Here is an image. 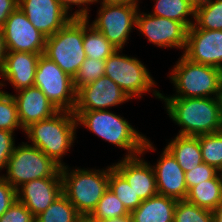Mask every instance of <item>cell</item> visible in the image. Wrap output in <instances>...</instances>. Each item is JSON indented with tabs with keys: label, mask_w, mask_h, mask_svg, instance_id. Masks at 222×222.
<instances>
[{
	"label": "cell",
	"mask_w": 222,
	"mask_h": 222,
	"mask_svg": "<svg viewBox=\"0 0 222 222\" xmlns=\"http://www.w3.org/2000/svg\"><path fill=\"white\" fill-rule=\"evenodd\" d=\"M77 125H84L89 131L105 141L128 151L125 157L142 155L146 150H156L143 134L129 122L110 110L73 111Z\"/></svg>",
	"instance_id": "obj_1"
},
{
	"label": "cell",
	"mask_w": 222,
	"mask_h": 222,
	"mask_svg": "<svg viewBox=\"0 0 222 222\" xmlns=\"http://www.w3.org/2000/svg\"><path fill=\"white\" fill-rule=\"evenodd\" d=\"M153 95L164 100L170 119L181 126L179 135L198 136L222 130L216 97L207 98H160V92Z\"/></svg>",
	"instance_id": "obj_2"
},
{
	"label": "cell",
	"mask_w": 222,
	"mask_h": 222,
	"mask_svg": "<svg viewBox=\"0 0 222 222\" xmlns=\"http://www.w3.org/2000/svg\"><path fill=\"white\" fill-rule=\"evenodd\" d=\"M73 112L58 111L48 119L31 124L25 129L32 146L44 152L60 167H64L63 156L72 147L77 129Z\"/></svg>",
	"instance_id": "obj_3"
},
{
	"label": "cell",
	"mask_w": 222,
	"mask_h": 222,
	"mask_svg": "<svg viewBox=\"0 0 222 222\" xmlns=\"http://www.w3.org/2000/svg\"><path fill=\"white\" fill-rule=\"evenodd\" d=\"M60 171L62 193L82 217H88L109 188V167L106 170H71L65 165Z\"/></svg>",
	"instance_id": "obj_4"
},
{
	"label": "cell",
	"mask_w": 222,
	"mask_h": 222,
	"mask_svg": "<svg viewBox=\"0 0 222 222\" xmlns=\"http://www.w3.org/2000/svg\"><path fill=\"white\" fill-rule=\"evenodd\" d=\"M169 77L176 88V95L167 97L161 93L160 98L216 97L222 88L221 69L191 62L183 55Z\"/></svg>",
	"instance_id": "obj_5"
},
{
	"label": "cell",
	"mask_w": 222,
	"mask_h": 222,
	"mask_svg": "<svg viewBox=\"0 0 222 222\" xmlns=\"http://www.w3.org/2000/svg\"><path fill=\"white\" fill-rule=\"evenodd\" d=\"M83 38L84 18H72L55 34L46 37L44 55L74 78L86 59Z\"/></svg>",
	"instance_id": "obj_6"
},
{
	"label": "cell",
	"mask_w": 222,
	"mask_h": 222,
	"mask_svg": "<svg viewBox=\"0 0 222 222\" xmlns=\"http://www.w3.org/2000/svg\"><path fill=\"white\" fill-rule=\"evenodd\" d=\"M22 143L14 147L3 175L15 190L32 180L53 177L61 168L37 147Z\"/></svg>",
	"instance_id": "obj_7"
},
{
	"label": "cell",
	"mask_w": 222,
	"mask_h": 222,
	"mask_svg": "<svg viewBox=\"0 0 222 222\" xmlns=\"http://www.w3.org/2000/svg\"><path fill=\"white\" fill-rule=\"evenodd\" d=\"M34 86L38 87L58 111L73 112L76 90L73 78L41 54L37 62Z\"/></svg>",
	"instance_id": "obj_8"
},
{
	"label": "cell",
	"mask_w": 222,
	"mask_h": 222,
	"mask_svg": "<svg viewBox=\"0 0 222 222\" xmlns=\"http://www.w3.org/2000/svg\"><path fill=\"white\" fill-rule=\"evenodd\" d=\"M117 49L105 60V76L116 83L132 99L142 97L156 85L148 69L137 58L119 54Z\"/></svg>",
	"instance_id": "obj_9"
},
{
	"label": "cell",
	"mask_w": 222,
	"mask_h": 222,
	"mask_svg": "<svg viewBox=\"0 0 222 222\" xmlns=\"http://www.w3.org/2000/svg\"><path fill=\"white\" fill-rule=\"evenodd\" d=\"M92 26L100 31L119 50L127 43L132 27L136 26L137 6L126 4H103Z\"/></svg>",
	"instance_id": "obj_10"
},
{
	"label": "cell",
	"mask_w": 222,
	"mask_h": 222,
	"mask_svg": "<svg viewBox=\"0 0 222 222\" xmlns=\"http://www.w3.org/2000/svg\"><path fill=\"white\" fill-rule=\"evenodd\" d=\"M2 28L7 52L44 54L46 36L32 25L19 6Z\"/></svg>",
	"instance_id": "obj_11"
},
{
	"label": "cell",
	"mask_w": 222,
	"mask_h": 222,
	"mask_svg": "<svg viewBox=\"0 0 222 222\" xmlns=\"http://www.w3.org/2000/svg\"><path fill=\"white\" fill-rule=\"evenodd\" d=\"M135 27L158 47L185 49L188 28L179 21L138 12Z\"/></svg>",
	"instance_id": "obj_12"
},
{
	"label": "cell",
	"mask_w": 222,
	"mask_h": 222,
	"mask_svg": "<svg viewBox=\"0 0 222 222\" xmlns=\"http://www.w3.org/2000/svg\"><path fill=\"white\" fill-rule=\"evenodd\" d=\"M183 56L194 63L222 70V30L188 29Z\"/></svg>",
	"instance_id": "obj_13"
},
{
	"label": "cell",
	"mask_w": 222,
	"mask_h": 222,
	"mask_svg": "<svg viewBox=\"0 0 222 222\" xmlns=\"http://www.w3.org/2000/svg\"><path fill=\"white\" fill-rule=\"evenodd\" d=\"M128 100L130 98L116 83L103 76L77 90L74 111L107 110Z\"/></svg>",
	"instance_id": "obj_14"
},
{
	"label": "cell",
	"mask_w": 222,
	"mask_h": 222,
	"mask_svg": "<svg viewBox=\"0 0 222 222\" xmlns=\"http://www.w3.org/2000/svg\"><path fill=\"white\" fill-rule=\"evenodd\" d=\"M18 6L46 37L55 34L72 19L58 0H19Z\"/></svg>",
	"instance_id": "obj_15"
},
{
	"label": "cell",
	"mask_w": 222,
	"mask_h": 222,
	"mask_svg": "<svg viewBox=\"0 0 222 222\" xmlns=\"http://www.w3.org/2000/svg\"><path fill=\"white\" fill-rule=\"evenodd\" d=\"M62 194L61 171L53 177L35 179L16 190L17 200L36 217L44 212Z\"/></svg>",
	"instance_id": "obj_16"
},
{
	"label": "cell",
	"mask_w": 222,
	"mask_h": 222,
	"mask_svg": "<svg viewBox=\"0 0 222 222\" xmlns=\"http://www.w3.org/2000/svg\"><path fill=\"white\" fill-rule=\"evenodd\" d=\"M152 168L155 173L158 194L176 200H185L188 193L185 172L166 148H164L157 164L152 165Z\"/></svg>",
	"instance_id": "obj_17"
},
{
	"label": "cell",
	"mask_w": 222,
	"mask_h": 222,
	"mask_svg": "<svg viewBox=\"0 0 222 222\" xmlns=\"http://www.w3.org/2000/svg\"><path fill=\"white\" fill-rule=\"evenodd\" d=\"M140 156L124 157L117 164H113V167L127 180L135 194L143 201L157 195L158 192L154 170Z\"/></svg>",
	"instance_id": "obj_18"
},
{
	"label": "cell",
	"mask_w": 222,
	"mask_h": 222,
	"mask_svg": "<svg viewBox=\"0 0 222 222\" xmlns=\"http://www.w3.org/2000/svg\"><path fill=\"white\" fill-rule=\"evenodd\" d=\"M12 95L17 105L18 117L25 130L31 124L48 119L58 110L43 92L35 86L18 90Z\"/></svg>",
	"instance_id": "obj_19"
},
{
	"label": "cell",
	"mask_w": 222,
	"mask_h": 222,
	"mask_svg": "<svg viewBox=\"0 0 222 222\" xmlns=\"http://www.w3.org/2000/svg\"><path fill=\"white\" fill-rule=\"evenodd\" d=\"M40 55L19 51L6 52L0 77L9 81L16 91L34 86Z\"/></svg>",
	"instance_id": "obj_20"
},
{
	"label": "cell",
	"mask_w": 222,
	"mask_h": 222,
	"mask_svg": "<svg viewBox=\"0 0 222 222\" xmlns=\"http://www.w3.org/2000/svg\"><path fill=\"white\" fill-rule=\"evenodd\" d=\"M177 200L157 194L143 200L130 214L133 222H173Z\"/></svg>",
	"instance_id": "obj_21"
},
{
	"label": "cell",
	"mask_w": 222,
	"mask_h": 222,
	"mask_svg": "<svg viewBox=\"0 0 222 222\" xmlns=\"http://www.w3.org/2000/svg\"><path fill=\"white\" fill-rule=\"evenodd\" d=\"M165 148L173 155L184 172L203 163L198 136L178 134Z\"/></svg>",
	"instance_id": "obj_22"
},
{
	"label": "cell",
	"mask_w": 222,
	"mask_h": 222,
	"mask_svg": "<svg viewBox=\"0 0 222 222\" xmlns=\"http://www.w3.org/2000/svg\"><path fill=\"white\" fill-rule=\"evenodd\" d=\"M186 201L209 211H216L222 204V173L188 189Z\"/></svg>",
	"instance_id": "obj_23"
},
{
	"label": "cell",
	"mask_w": 222,
	"mask_h": 222,
	"mask_svg": "<svg viewBox=\"0 0 222 222\" xmlns=\"http://www.w3.org/2000/svg\"><path fill=\"white\" fill-rule=\"evenodd\" d=\"M154 11L151 15L168 18L183 23L188 29L194 24L187 16L195 14L196 0H154Z\"/></svg>",
	"instance_id": "obj_24"
},
{
	"label": "cell",
	"mask_w": 222,
	"mask_h": 222,
	"mask_svg": "<svg viewBox=\"0 0 222 222\" xmlns=\"http://www.w3.org/2000/svg\"><path fill=\"white\" fill-rule=\"evenodd\" d=\"M194 28L222 30V0H196Z\"/></svg>",
	"instance_id": "obj_25"
},
{
	"label": "cell",
	"mask_w": 222,
	"mask_h": 222,
	"mask_svg": "<svg viewBox=\"0 0 222 222\" xmlns=\"http://www.w3.org/2000/svg\"><path fill=\"white\" fill-rule=\"evenodd\" d=\"M83 46L86 57L106 60L117 49L104 35L89 24V18H84Z\"/></svg>",
	"instance_id": "obj_26"
},
{
	"label": "cell",
	"mask_w": 222,
	"mask_h": 222,
	"mask_svg": "<svg viewBox=\"0 0 222 222\" xmlns=\"http://www.w3.org/2000/svg\"><path fill=\"white\" fill-rule=\"evenodd\" d=\"M81 218L74 205L62 193L44 212L35 217V222H79Z\"/></svg>",
	"instance_id": "obj_27"
},
{
	"label": "cell",
	"mask_w": 222,
	"mask_h": 222,
	"mask_svg": "<svg viewBox=\"0 0 222 222\" xmlns=\"http://www.w3.org/2000/svg\"><path fill=\"white\" fill-rule=\"evenodd\" d=\"M109 189L124 204L131 213L141 203V198L135 194L127 180L112 166H109Z\"/></svg>",
	"instance_id": "obj_28"
},
{
	"label": "cell",
	"mask_w": 222,
	"mask_h": 222,
	"mask_svg": "<svg viewBox=\"0 0 222 222\" xmlns=\"http://www.w3.org/2000/svg\"><path fill=\"white\" fill-rule=\"evenodd\" d=\"M128 214H130V212L125 208L124 204L108 188L88 218L93 222H97Z\"/></svg>",
	"instance_id": "obj_29"
},
{
	"label": "cell",
	"mask_w": 222,
	"mask_h": 222,
	"mask_svg": "<svg viewBox=\"0 0 222 222\" xmlns=\"http://www.w3.org/2000/svg\"><path fill=\"white\" fill-rule=\"evenodd\" d=\"M202 152L203 163L222 170V130L212 133L198 135Z\"/></svg>",
	"instance_id": "obj_30"
},
{
	"label": "cell",
	"mask_w": 222,
	"mask_h": 222,
	"mask_svg": "<svg viewBox=\"0 0 222 222\" xmlns=\"http://www.w3.org/2000/svg\"><path fill=\"white\" fill-rule=\"evenodd\" d=\"M2 86H5V83L0 82V87ZM17 128L25 131L18 117L14 97L0 89V129L14 132Z\"/></svg>",
	"instance_id": "obj_31"
},
{
	"label": "cell",
	"mask_w": 222,
	"mask_h": 222,
	"mask_svg": "<svg viewBox=\"0 0 222 222\" xmlns=\"http://www.w3.org/2000/svg\"><path fill=\"white\" fill-rule=\"evenodd\" d=\"M173 222H213V212L186 200H177Z\"/></svg>",
	"instance_id": "obj_32"
},
{
	"label": "cell",
	"mask_w": 222,
	"mask_h": 222,
	"mask_svg": "<svg viewBox=\"0 0 222 222\" xmlns=\"http://www.w3.org/2000/svg\"><path fill=\"white\" fill-rule=\"evenodd\" d=\"M103 76H105V60H94L86 57L73 78L74 88L77 91L82 86L91 84Z\"/></svg>",
	"instance_id": "obj_33"
},
{
	"label": "cell",
	"mask_w": 222,
	"mask_h": 222,
	"mask_svg": "<svg viewBox=\"0 0 222 222\" xmlns=\"http://www.w3.org/2000/svg\"><path fill=\"white\" fill-rule=\"evenodd\" d=\"M220 171L206 163H201L192 170L185 172V182L187 189L202 183L203 181L213 179Z\"/></svg>",
	"instance_id": "obj_34"
},
{
	"label": "cell",
	"mask_w": 222,
	"mask_h": 222,
	"mask_svg": "<svg viewBox=\"0 0 222 222\" xmlns=\"http://www.w3.org/2000/svg\"><path fill=\"white\" fill-rule=\"evenodd\" d=\"M0 222H35L31 211L17 199L0 217Z\"/></svg>",
	"instance_id": "obj_35"
},
{
	"label": "cell",
	"mask_w": 222,
	"mask_h": 222,
	"mask_svg": "<svg viewBox=\"0 0 222 222\" xmlns=\"http://www.w3.org/2000/svg\"><path fill=\"white\" fill-rule=\"evenodd\" d=\"M13 133L15 132L0 129V171L7 167L8 160L13 153L15 147Z\"/></svg>",
	"instance_id": "obj_36"
},
{
	"label": "cell",
	"mask_w": 222,
	"mask_h": 222,
	"mask_svg": "<svg viewBox=\"0 0 222 222\" xmlns=\"http://www.w3.org/2000/svg\"><path fill=\"white\" fill-rule=\"evenodd\" d=\"M17 199L16 190L0 176V217Z\"/></svg>",
	"instance_id": "obj_37"
},
{
	"label": "cell",
	"mask_w": 222,
	"mask_h": 222,
	"mask_svg": "<svg viewBox=\"0 0 222 222\" xmlns=\"http://www.w3.org/2000/svg\"><path fill=\"white\" fill-rule=\"evenodd\" d=\"M58 2L60 3V5H61V7L67 12V14L68 13H70L69 12V10H70V8H72V7H70L71 5H79V7H81L79 10H76L72 15H71V17L72 18H89V15H88V7H87V5L88 4H92V3H96L97 2V0H58ZM87 4V5H86ZM83 5L85 6V7H83Z\"/></svg>",
	"instance_id": "obj_38"
},
{
	"label": "cell",
	"mask_w": 222,
	"mask_h": 222,
	"mask_svg": "<svg viewBox=\"0 0 222 222\" xmlns=\"http://www.w3.org/2000/svg\"><path fill=\"white\" fill-rule=\"evenodd\" d=\"M19 0H0V27L10 16V14L18 7Z\"/></svg>",
	"instance_id": "obj_39"
},
{
	"label": "cell",
	"mask_w": 222,
	"mask_h": 222,
	"mask_svg": "<svg viewBox=\"0 0 222 222\" xmlns=\"http://www.w3.org/2000/svg\"><path fill=\"white\" fill-rule=\"evenodd\" d=\"M6 52H7V49H6V46H5L3 28L0 27V72L3 69Z\"/></svg>",
	"instance_id": "obj_40"
},
{
	"label": "cell",
	"mask_w": 222,
	"mask_h": 222,
	"mask_svg": "<svg viewBox=\"0 0 222 222\" xmlns=\"http://www.w3.org/2000/svg\"><path fill=\"white\" fill-rule=\"evenodd\" d=\"M99 0H97L98 2ZM103 4H126V5H133L138 7V0H101Z\"/></svg>",
	"instance_id": "obj_41"
},
{
	"label": "cell",
	"mask_w": 222,
	"mask_h": 222,
	"mask_svg": "<svg viewBox=\"0 0 222 222\" xmlns=\"http://www.w3.org/2000/svg\"><path fill=\"white\" fill-rule=\"evenodd\" d=\"M97 222H133L131 214L118 217V218H111V219H106L102 221H97Z\"/></svg>",
	"instance_id": "obj_42"
},
{
	"label": "cell",
	"mask_w": 222,
	"mask_h": 222,
	"mask_svg": "<svg viewBox=\"0 0 222 222\" xmlns=\"http://www.w3.org/2000/svg\"><path fill=\"white\" fill-rule=\"evenodd\" d=\"M213 222H222V204L213 212Z\"/></svg>",
	"instance_id": "obj_43"
},
{
	"label": "cell",
	"mask_w": 222,
	"mask_h": 222,
	"mask_svg": "<svg viewBox=\"0 0 222 222\" xmlns=\"http://www.w3.org/2000/svg\"><path fill=\"white\" fill-rule=\"evenodd\" d=\"M216 99H217L218 109H219V118L222 125V88L219 94L216 96Z\"/></svg>",
	"instance_id": "obj_44"
},
{
	"label": "cell",
	"mask_w": 222,
	"mask_h": 222,
	"mask_svg": "<svg viewBox=\"0 0 222 222\" xmlns=\"http://www.w3.org/2000/svg\"><path fill=\"white\" fill-rule=\"evenodd\" d=\"M79 222H93L92 220H90L88 217H82Z\"/></svg>",
	"instance_id": "obj_45"
}]
</instances>
